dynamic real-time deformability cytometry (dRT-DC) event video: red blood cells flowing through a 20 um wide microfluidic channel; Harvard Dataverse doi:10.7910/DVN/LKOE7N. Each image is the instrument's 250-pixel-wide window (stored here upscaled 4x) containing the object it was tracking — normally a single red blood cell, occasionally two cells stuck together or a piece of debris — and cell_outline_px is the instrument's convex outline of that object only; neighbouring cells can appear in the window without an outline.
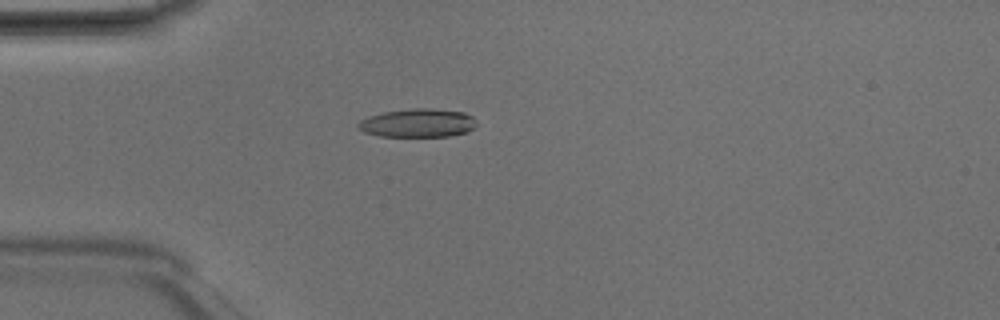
{"species": "Egyptian fruit bat (a non-hibernating species)", "species_latin": "Rousettus aegyptiacus", "temperature_condition": "room temperature", "stored_images_in_passage": 4, "camera_frame_rate_fps": 3000, "um_per_image_px": 0.085, "animal": {"sex": "male"}, "frame": {"image": 1, "passage_image": 4, "time_ms": 1.0, "image_size_px": [1000, 320], "cell_outline_px": [[476, 124], [468, 132], [448, 136], [380, 136], [364, 132], [356, 128], [356, 124], [360, 120], [368, 116], [384, 112], [412, 108], [432, 108], [464, 112], [472, 116], [476, 120]], "centroid_in_image_um": [35.49, 10.45], "position_along_channel_um": 49.5, "area_um2": 19.77}}